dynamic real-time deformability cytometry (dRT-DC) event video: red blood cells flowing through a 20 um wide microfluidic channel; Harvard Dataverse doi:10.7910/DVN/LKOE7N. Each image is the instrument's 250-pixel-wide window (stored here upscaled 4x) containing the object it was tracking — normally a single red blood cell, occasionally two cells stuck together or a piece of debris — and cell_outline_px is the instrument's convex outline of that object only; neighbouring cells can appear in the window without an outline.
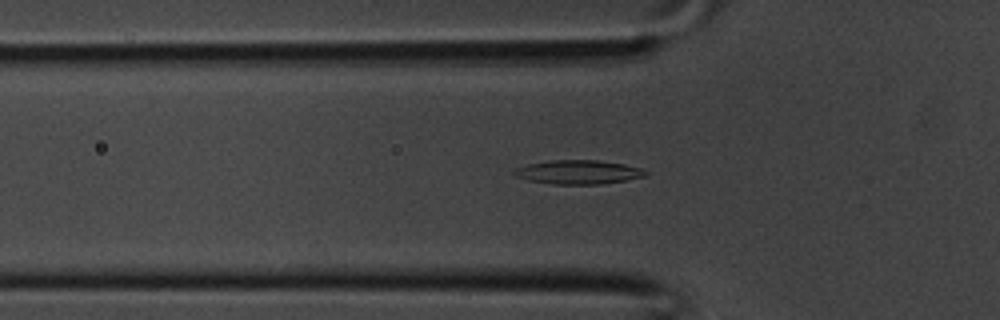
{"species": "common noctule bat (a hibernating species)", "species_latin": "Nyctalus noctula", "temperature_condition": "room temperature", "stored_images_in_passage": 37, "camera_frame_rate_fps": 3000, "um_per_image_px": 0.085, "animal": {"sex": "male", "body_mass_g": 20.1, "forearm_length_mm": 53.5}, "frame": {"image": 1, "passage_image": 12, "time_ms": 3.667, "image_size_px": [1000, 320], "cell_outline_px": [[648, 172], [644, 176], [624, 180], [600, 184], [552, 184], [528, 180], [516, 176], [512, 172], [516, 168], [528, 164], [548, 160], [596, 160], [624, 164], [640, 168]], "centroid_in_image_um": [49.11, 14.62], "position_along_channel_um": 76.7, "area_um2": 18.15}}
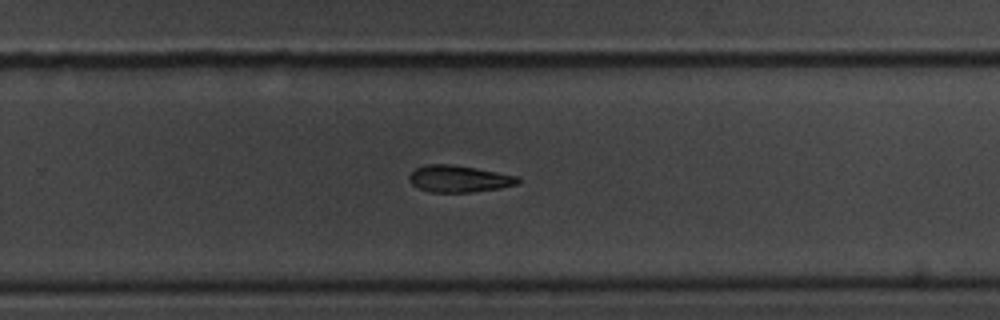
{"frame": {"image": 2, "passage_image": 24, "time_ms": 7.667, "image_size_px": [1000, 320], "cell_outline_px": [[520, 180], [516, 184], [500, 188], [472, 192], [432, 192], [420, 188], [412, 184], [408, 180], [408, 176], [416, 168], [424, 164], [448, 164], [476, 168], [516, 176]], "centroid_in_image_um": [38.97, 15.19], "position_along_channel_um": 290.8, "area_um2": 16.76}}
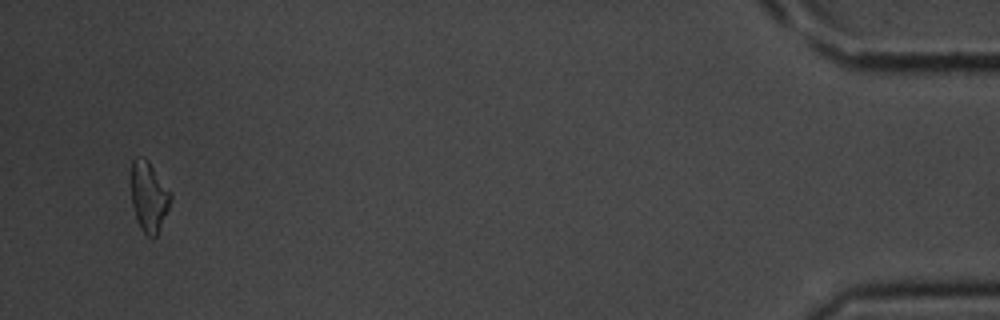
{"frame": {"image": 3, "passage_image": 36, "time_ms": 11.667, "image_size_px": [1000, 320], "cell_outline_px": [[172, 196], [168, 208], [156, 236], [148, 236], [140, 228], [136, 220], [132, 204], [132, 160], [136, 156], [144, 156], [148, 160], [172, 192]], "centroid_in_image_um": [12.66, 16.67], "position_along_channel_um": 422.5, "area_um2": 16.07}}